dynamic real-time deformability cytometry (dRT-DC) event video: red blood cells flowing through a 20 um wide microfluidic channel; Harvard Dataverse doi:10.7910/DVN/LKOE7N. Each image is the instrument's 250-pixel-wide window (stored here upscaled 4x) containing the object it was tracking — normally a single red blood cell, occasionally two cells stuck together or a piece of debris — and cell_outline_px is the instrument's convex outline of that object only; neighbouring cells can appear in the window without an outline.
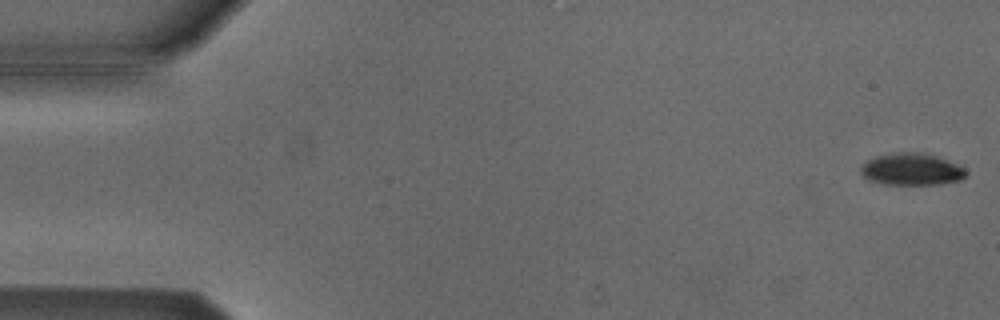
{"species": "Egyptian fruit bat (a non-hibernating species)", "species_latin": "Rousettus aegyptiacus", "temperature_condition": "cold", "stored_images_in_passage": 3, "camera_frame_rate_fps": 3000, "um_per_image_px": 0.085, "animal": {"sex": "male"}, "frame": {"image": 1, "passage_image": 1, "time_ms": 0.0, "image_size_px": [1000, 320], "cell_outline_px": [[968, 172], [960, 180], [936, 184], [884, 184], [868, 180], [860, 172], [860, 164], [876, 156], [896, 152], [916, 152], [936, 156], [956, 164], [964, 168]], "centroid_in_image_um": [77.43, 14.39], "position_along_channel_um": 7.6, "area_um2": 19.48}}